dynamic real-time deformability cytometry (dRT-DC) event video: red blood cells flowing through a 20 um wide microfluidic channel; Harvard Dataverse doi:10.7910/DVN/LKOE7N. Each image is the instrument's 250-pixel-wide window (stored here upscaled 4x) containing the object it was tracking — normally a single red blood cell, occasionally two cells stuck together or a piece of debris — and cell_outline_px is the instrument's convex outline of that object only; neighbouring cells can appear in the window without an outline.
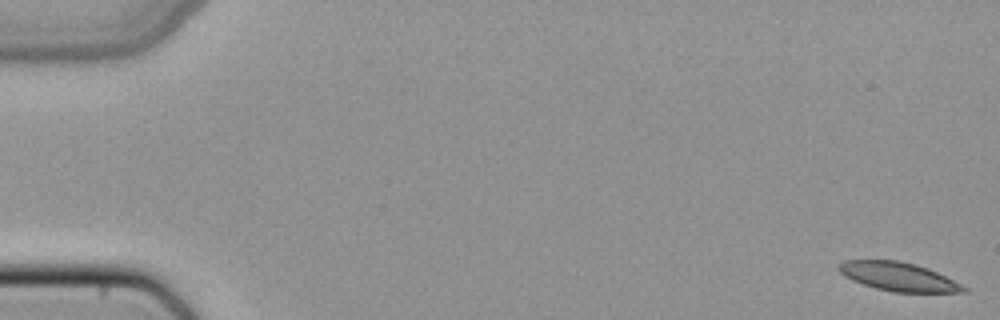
{"species": "common noctule bat (a hibernating species)", "species_latin": "Nyctalus noctula", "temperature_condition": "cold", "stored_images_in_passage": 36, "camera_frame_rate_fps": 3000, "um_per_image_px": 0.085, "animal": {"sex": "female", "body_mass_g": 22.7, "forearm_length_mm": 54.2}, "frame": {"image": 1, "passage_image": 1, "time_ms": 0.0, "image_size_px": [1000, 320], "cell_outline_px": [[968, 292], [892, 292], [876, 288], [852, 280], [844, 276], [836, 268], [844, 260], [896, 260], [916, 264], [928, 268], [968, 288]], "centroid_in_image_um": [76.34, 23.51], "position_along_channel_um": 8.7, "area_um2": 20.69}}
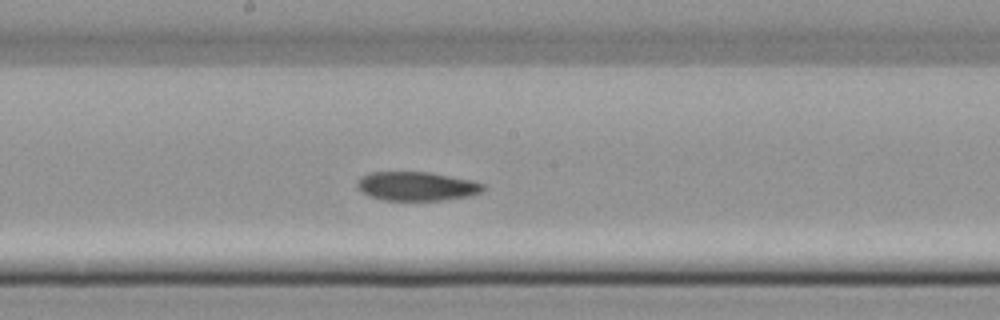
{"frame": {"image": 2, "passage_image": 28, "time_ms": 9.0, "image_size_px": [1000, 320], "cell_outline_px": [[484, 188], [480, 192], [468, 196], [440, 200], [384, 200], [368, 196], [360, 192], [356, 188], [356, 180], [360, 176], [368, 172], [432, 172], [472, 180], [484, 184]], "centroid_in_image_um": [35.34, 15.82], "position_along_channel_um": 212.9, "area_um2": 21.5}}
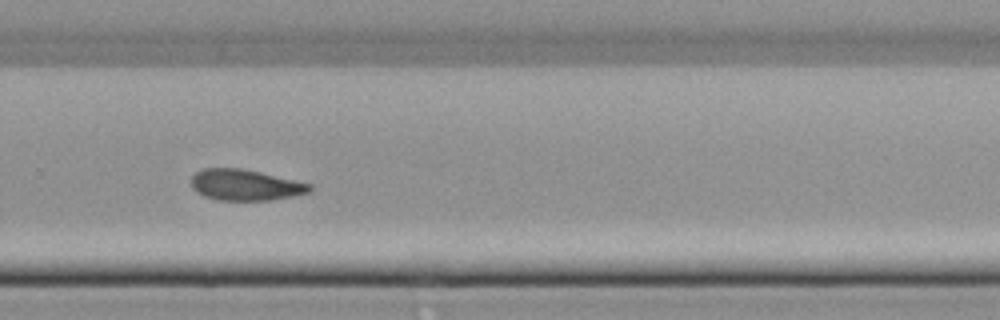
{"frame": {"image": 3, "passage_image": 35, "time_ms": 11.333, "image_size_px": [1000, 320], "cell_outline_px": [[312, 188], [308, 192], [292, 196], [268, 200], [220, 200], [204, 196], [196, 192], [192, 188], [192, 176], [196, 172], [204, 168], [240, 168], [260, 172], [312, 184]], "centroid_in_image_um": [20.83, 15.72], "position_along_channel_um": 309.0, "area_um2": 21.21}}